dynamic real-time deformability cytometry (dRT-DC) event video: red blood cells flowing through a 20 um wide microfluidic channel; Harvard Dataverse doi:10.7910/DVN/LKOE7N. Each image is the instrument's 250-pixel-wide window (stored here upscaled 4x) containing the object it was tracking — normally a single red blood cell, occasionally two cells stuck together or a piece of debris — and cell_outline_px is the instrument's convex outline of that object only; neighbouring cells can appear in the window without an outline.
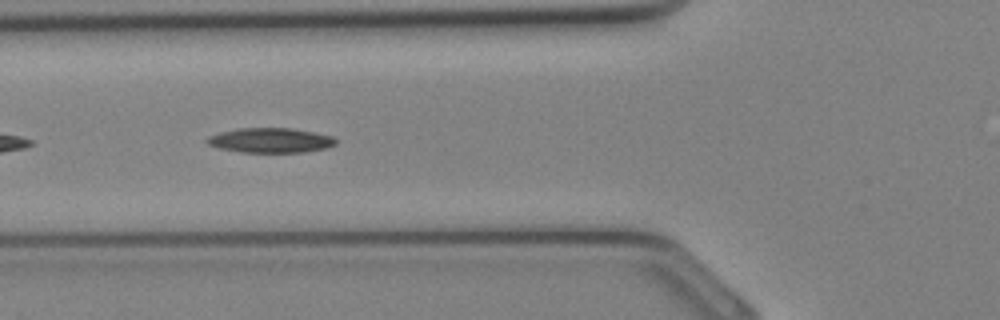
{"species": "Egyptian fruit bat (a non-hibernating species)", "species_latin": "Rousettus aegyptiacus", "temperature_condition": "cold", "stored_images_in_passage": 12, "camera_frame_rate_fps": 3000, "um_per_image_px": 0.085, "animal": {"sex": "female"}, "frame": {"image": 1, "passage_image": 4, "time_ms": 1.0, "image_size_px": [1000, 320], "cell_outline_px": [[336, 144], [328, 148], [304, 152], [240, 152], [220, 148], [208, 144], [204, 140], [208, 136], [220, 132], [240, 128], [292, 128], [332, 136], [336, 140]], "centroid_in_image_um": [22.98, 11.93], "position_along_channel_um": 102.8, "area_um2": 18.55}}